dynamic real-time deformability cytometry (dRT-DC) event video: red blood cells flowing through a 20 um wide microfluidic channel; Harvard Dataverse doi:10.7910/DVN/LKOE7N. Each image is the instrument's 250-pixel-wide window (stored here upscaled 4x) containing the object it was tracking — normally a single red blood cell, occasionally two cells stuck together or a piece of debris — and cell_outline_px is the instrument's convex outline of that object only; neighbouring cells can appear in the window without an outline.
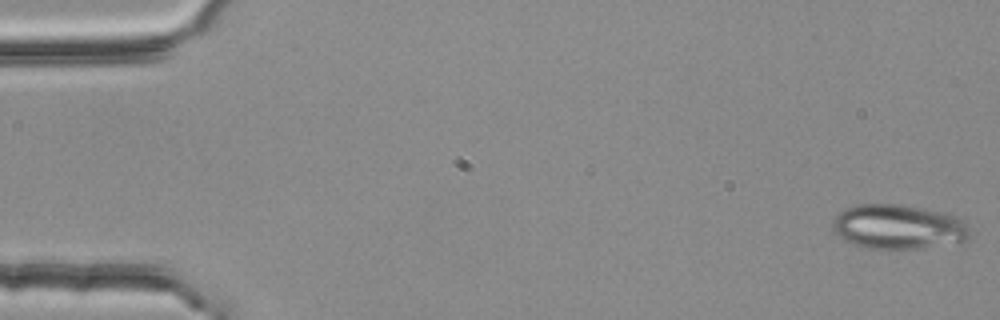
{"species": "common noctule bat (a hibernating species)", "species_latin": "Nyctalus noctula", "temperature_condition": "room temperature", "stored_images_in_passage": 3, "camera_frame_rate_fps": 3000, "um_per_image_px": 0.085, "animal": {"sex": "female", "body_mass_g": 25.1}, "frame": {"image": 1, "passage_image": 1, "time_ms": 0.0, "image_size_px": [1000, 320], "cell_outline_px": [[968, 240], [920, 248], [868, 248], [844, 240], [832, 228], [832, 220], [844, 208], [856, 204], [900, 204], [920, 208], [956, 216], [968, 228]], "centroid_in_image_um": [76.29, 19.26], "position_along_channel_um": 8.7, "area_um2": 34.97}}